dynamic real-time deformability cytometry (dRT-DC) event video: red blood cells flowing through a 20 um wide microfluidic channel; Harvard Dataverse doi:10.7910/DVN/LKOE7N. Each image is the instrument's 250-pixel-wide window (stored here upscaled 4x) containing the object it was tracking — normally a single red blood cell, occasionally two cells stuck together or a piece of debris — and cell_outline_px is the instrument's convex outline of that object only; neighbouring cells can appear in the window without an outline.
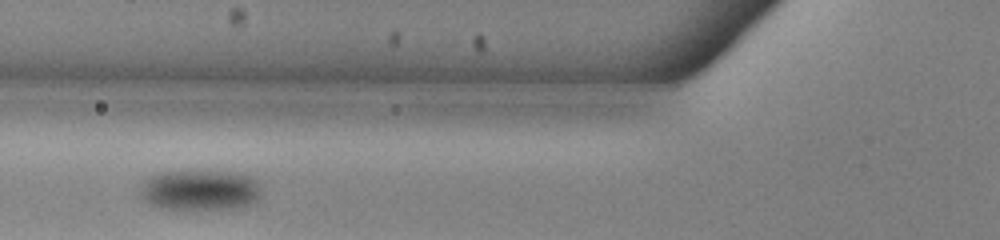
{"species": "common noctule bat (a hibernating species)", "species_latin": "Nyctalus noctula", "temperature_condition": "warm", "stored_images_in_passage": 23, "camera_frame_rate_fps": 3000, "um_per_image_px": 0.085, "animal": {"sex": "male", "body_mass_g": 13.0, "forearm_length_mm": 53.1}, "frame": {"image": 1, "passage_image": 4, "time_ms": 1.0, "image_size_px": [1000, 240], "cell_outline_px": [[260, 196], [256, 204], [236, 208], [180, 212], [160, 208], [144, 200], [140, 192], [140, 188], [148, 176], [160, 172], [184, 168], [188, 168], [232, 172], [252, 176], [256, 180], [260, 192]], "centroid_in_image_um": [16.98, 16.16], "position_along_channel_um": 108.8, "area_um2": 30.46}}
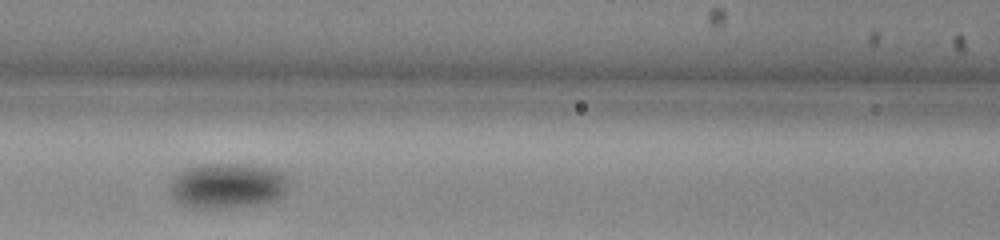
{"frame": {"image": 2, "passage_image": 7, "time_ms": 2.0, "image_size_px": [1000, 240], "cell_outline_px": [[288, 184], [284, 196], [276, 200], [256, 204], [204, 208], [200, 208], [180, 204], [172, 196], [172, 176], [184, 168], [200, 164], [240, 164], [268, 168], [280, 172], [284, 176]], "centroid_in_image_um": [19.3, 15.77], "position_along_channel_um": 147.3, "area_um2": 30.81}}
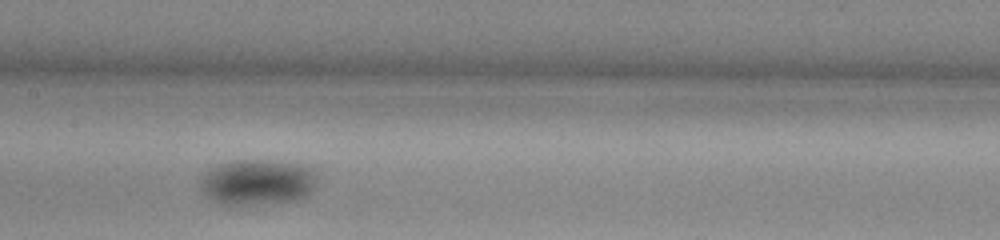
{"frame": {"image": 3, "passage_image": 10, "time_ms": 3.0, "image_size_px": [1000, 240], "cell_outline_px": [[316, 184], [304, 196], [292, 200], [244, 204], [220, 204], [208, 196], [200, 188], [200, 184], [204, 172], [208, 168], [220, 164], [236, 160], [256, 160], [292, 164], [304, 168], [312, 172], [316, 180]], "centroid_in_image_um": [21.77, 15.48], "position_along_channel_um": 185.6, "area_um2": 29.77}}